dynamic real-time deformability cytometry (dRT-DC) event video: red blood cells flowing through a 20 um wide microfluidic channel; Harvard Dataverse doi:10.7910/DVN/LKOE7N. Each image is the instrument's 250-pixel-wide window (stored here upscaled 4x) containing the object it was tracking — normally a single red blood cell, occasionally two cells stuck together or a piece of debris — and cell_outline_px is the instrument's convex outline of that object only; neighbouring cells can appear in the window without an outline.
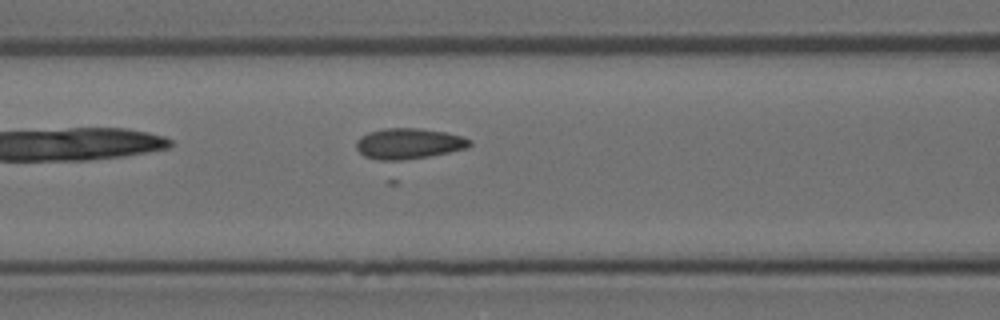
{"species": "Egyptian fruit bat (a non-hibernating species)", "species_latin": "Rousettus aegyptiacus", "temperature_condition": "room temperature", "stored_images_in_passage": 34, "camera_frame_rate_fps": 3000, "um_per_image_px": 0.085, "animal": {"sex": "female"}, "frame": {"image": 1, "passage_image": 7, "time_ms": 2.0, "image_size_px": [1000, 320], "cell_outline_px": [[472, 144], [464, 148], [448, 152], [396, 164], [388, 164], [364, 156], [356, 148], [356, 140], [360, 136], [368, 132], [384, 128], [420, 128], [444, 132], [460, 136], [472, 140]], "centroid_in_image_um": [34.66, 12.26], "position_along_channel_um": 131.9, "area_um2": 21.1}}
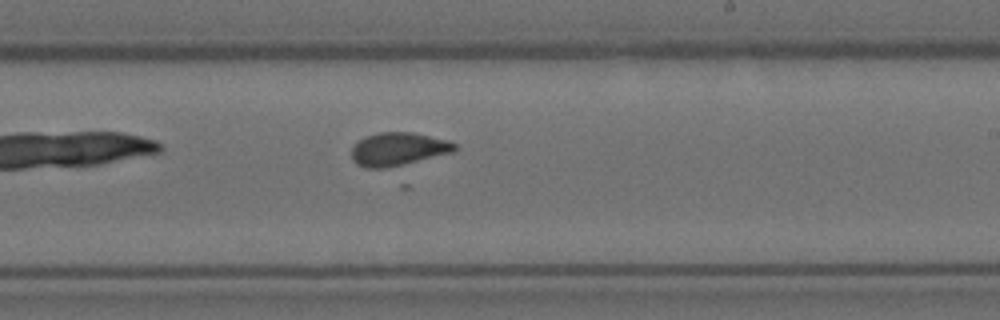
{"frame": {"image": 2, "passage_image": 17, "time_ms": 5.333, "image_size_px": [1000, 320], "cell_outline_px": [[456, 148], [452, 152], [404, 164], [384, 168], [364, 168], [356, 164], [352, 160], [352, 148], [364, 136], [380, 132], [412, 132], [448, 140], [456, 144]], "centroid_in_image_um": [33.81, 12.67], "position_along_channel_um": 255.2, "area_um2": 19.77}}
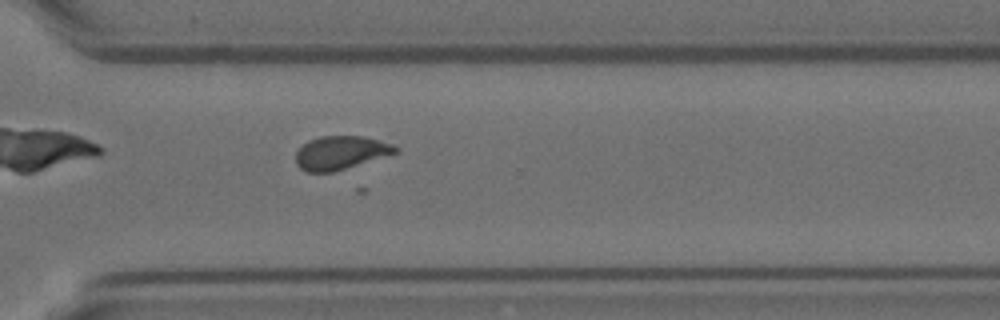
{"frame": {"image": 3, "passage_image": 24, "time_ms": 7.667, "image_size_px": [1000, 320], "cell_outline_px": [[396, 152], [332, 172], [308, 172], [300, 168], [296, 164], [296, 152], [308, 140], [320, 136], [364, 136], [392, 144], [396, 148]], "centroid_in_image_um": [28.88, 12.97], "position_along_channel_um": 341.7, "area_um2": 18.96}}